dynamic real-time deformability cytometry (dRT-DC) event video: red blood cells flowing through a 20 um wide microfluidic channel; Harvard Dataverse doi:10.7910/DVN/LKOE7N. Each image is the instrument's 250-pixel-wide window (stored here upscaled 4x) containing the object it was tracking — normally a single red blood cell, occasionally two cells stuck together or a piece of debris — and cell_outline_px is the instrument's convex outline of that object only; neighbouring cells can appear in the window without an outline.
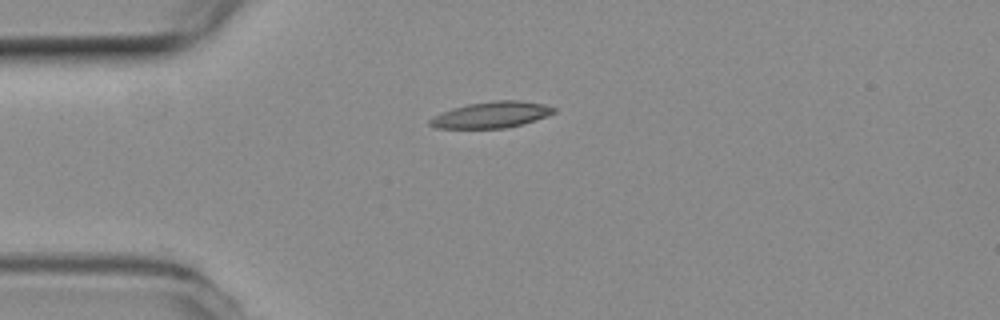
{"species": "common noctule bat (a hibernating species)", "species_latin": "Nyctalus noctula", "temperature_condition": "room temperature", "stored_images_in_passage": 42, "camera_frame_rate_fps": 3000, "um_per_image_px": 0.085, "animal": {"sex": "female", "body_mass_g": 19.3, "forearm_length_mm": 54.1}, "frame": {"image": 1, "passage_image": 1, "time_ms": 0.0, "image_size_px": [1000, 320], "cell_outline_px": [[556, 112], [520, 124], [504, 128], [436, 128], [428, 124], [428, 120], [452, 108], [468, 104], [496, 100], [520, 100], [544, 104], [556, 108]], "centroid_in_image_um": [41.76, 9.75], "position_along_channel_um": 43.2, "area_um2": 18.55}}
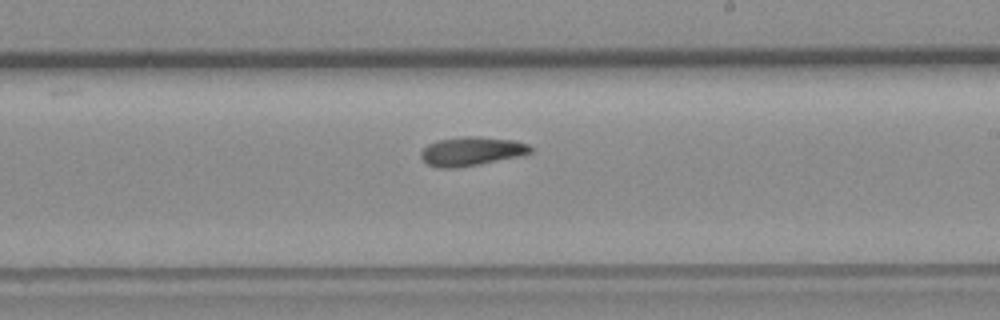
{"frame": {"image": 2, "passage_image": 19, "time_ms": 6.0, "image_size_px": [1000, 320], "cell_outline_px": [[532, 152], [520, 156], [456, 168], [440, 168], [428, 164], [420, 156], [420, 152], [428, 144], [440, 140], [464, 136], [480, 136], [512, 140], [528, 144], [532, 148]], "centroid_in_image_um": [40.08, 12.85], "position_along_channel_um": 248.9, "area_um2": 18.26}}
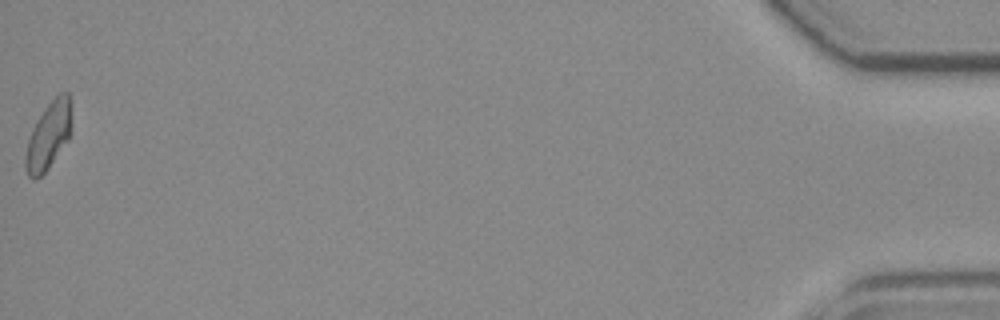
{"frame": {"image": 3, "passage_image": 42, "time_ms": 13.667, "image_size_px": [1000, 320], "cell_outline_px": [[68, 140], [48, 168], [36, 180], [32, 180], [28, 176], [24, 168], [24, 156], [28, 140], [32, 128], [36, 120], [44, 108], [60, 92], [68, 92]], "centroid_in_image_um": [4.02, 11.62], "position_along_channel_um": 431.2, "area_um2": 17.46}, "authors_computed_cell_mechanics": {"area_um2": 17.9758, "velocity_mm_per_s": 3.7618, "shape_relaxation_time_tau1_ms": 9.9012, "shape_relaxation_time_tau2_ms": null, "deformation_change_tau1": 0.2077, "deformation_change_tau2": null}}